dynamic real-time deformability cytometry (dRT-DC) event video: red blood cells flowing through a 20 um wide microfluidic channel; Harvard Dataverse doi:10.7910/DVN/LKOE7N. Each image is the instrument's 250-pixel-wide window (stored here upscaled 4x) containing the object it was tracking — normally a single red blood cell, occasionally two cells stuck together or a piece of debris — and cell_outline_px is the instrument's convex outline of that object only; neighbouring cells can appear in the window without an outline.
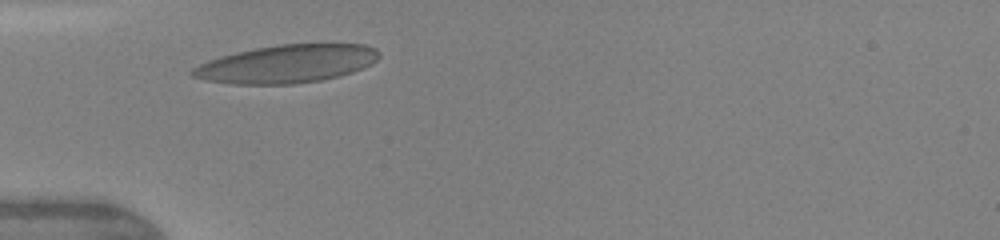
{"species": "human", "species_latin": "Homo sapiens", "temperature_condition": "warm", "stored_images_in_passage": 2, "camera_frame_rate_fps": 3000, "um_per_image_px": 0.085, "donor": {"sex": "female"}, "frame": {"image": 1, "passage_image": 1, "time_ms": 0.0, "image_size_px": [1000, 240], "cell_outline_px": [[380, 56], [372, 64], [352, 72], [340, 76], [320, 80], [292, 84], [232, 84], [208, 80], [192, 76], [188, 72], [192, 68], [200, 64], [236, 52], [256, 48], [280, 44], [364, 44], [376, 48], [380, 52]], "centroid_in_image_um": [24.42, 5.43], "position_along_channel_um": 60.6, "area_um2": 41.1}}